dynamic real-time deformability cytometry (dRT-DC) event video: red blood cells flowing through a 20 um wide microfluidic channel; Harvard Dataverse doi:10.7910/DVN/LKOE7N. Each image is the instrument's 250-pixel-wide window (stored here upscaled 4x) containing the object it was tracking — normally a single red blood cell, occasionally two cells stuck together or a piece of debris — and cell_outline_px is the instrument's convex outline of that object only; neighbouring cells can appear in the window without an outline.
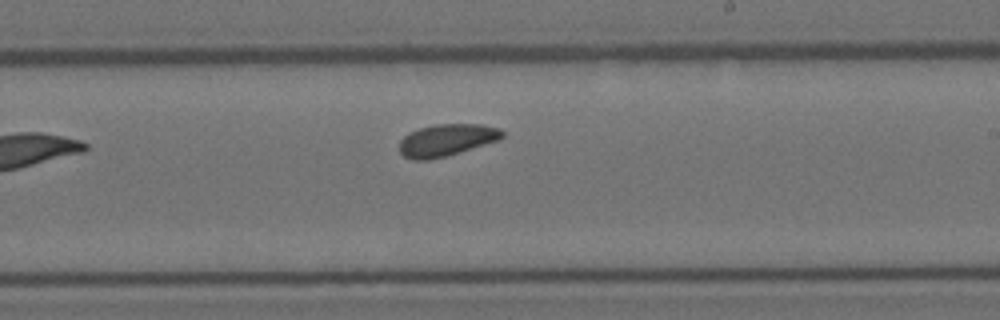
{"species": "Egyptian fruit bat (a non-hibernating species)", "species_latin": "Rousettus aegyptiacus", "temperature_condition": "room temperature", "stored_images_in_passage": 10, "camera_frame_rate_fps": 3000, "um_per_image_px": 0.085, "animal": {"sex": "female"}, "frame": {"image": 1, "passage_image": 10, "time_ms": 11.667, "image_size_px": [1000, 320], "cell_outline_px": [[504, 136], [500, 140], [448, 156], [428, 160], [412, 160], [404, 156], [400, 152], [400, 140], [404, 136], [420, 128], [436, 124], [480, 124], [500, 128], [504, 132]], "centroid_in_image_um": [38.0, 11.91], "position_along_channel_um": 251.0, "area_um2": 19.31}}